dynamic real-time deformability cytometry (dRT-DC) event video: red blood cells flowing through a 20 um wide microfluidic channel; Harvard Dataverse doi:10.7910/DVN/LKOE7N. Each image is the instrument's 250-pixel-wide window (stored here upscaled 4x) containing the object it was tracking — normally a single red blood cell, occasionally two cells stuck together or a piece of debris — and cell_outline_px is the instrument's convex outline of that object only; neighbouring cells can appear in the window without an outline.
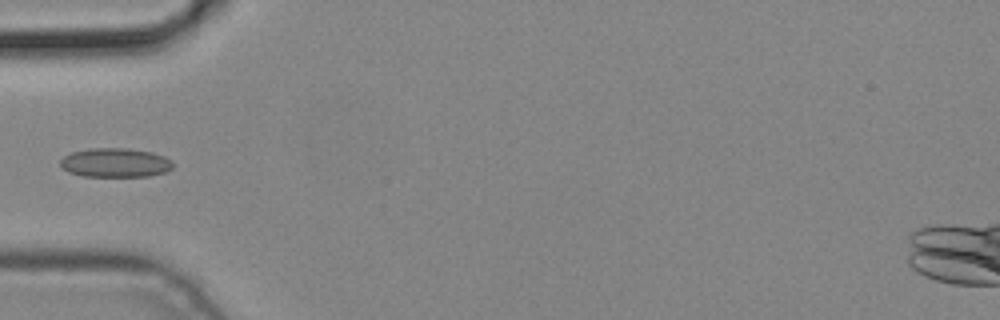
{"species": "common noctule bat (a hibernating species)", "species_latin": "Nyctalus noctula", "temperature_condition": "cold", "stored_images_in_passage": 6, "camera_frame_rate_fps": 3000, "um_per_image_px": 0.085, "animal": {"sex": "male", "body_mass_g": 19.2, "forearm_length_mm": 51.8}, "frame": {"image": 1, "passage_image": 5, "time_ms": 1.333, "image_size_px": [1000, 320], "cell_outline_px": [[172, 168], [168, 172], [148, 176], [84, 176], [68, 172], [60, 164], [60, 160], [64, 156], [72, 152], [92, 148], [128, 148], [152, 152], [164, 156], [172, 160]], "centroid_in_image_um": [9.83, 13.82], "position_along_channel_um": 75.2, "area_um2": 19.13}}
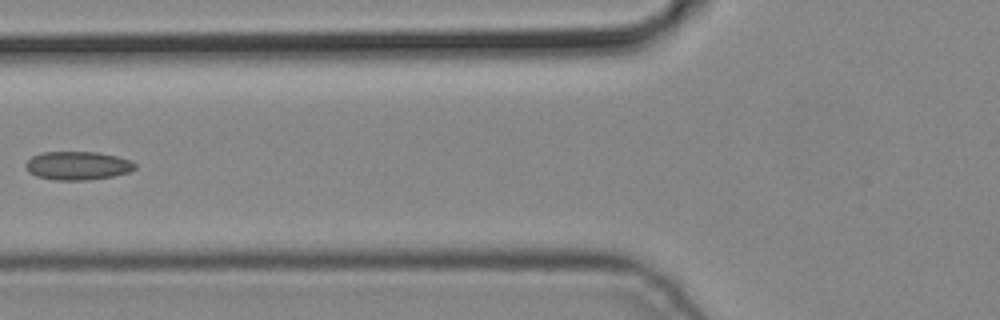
{"frame": {"image": 2, "passage_image": 6, "time_ms": 1.667, "image_size_px": [1000, 320], "cell_outline_px": [[136, 168], [128, 172], [112, 176], [88, 180], [56, 180], [36, 176], [28, 172], [24, 164], [32, 156], [44, 152], [96, 152], [116, 156], [132, 160], [136, 164]], "centroid_in_image_um": [6.59, 14.08], "position_along_channel_um": 119.2, "area_um2": 18.15}}